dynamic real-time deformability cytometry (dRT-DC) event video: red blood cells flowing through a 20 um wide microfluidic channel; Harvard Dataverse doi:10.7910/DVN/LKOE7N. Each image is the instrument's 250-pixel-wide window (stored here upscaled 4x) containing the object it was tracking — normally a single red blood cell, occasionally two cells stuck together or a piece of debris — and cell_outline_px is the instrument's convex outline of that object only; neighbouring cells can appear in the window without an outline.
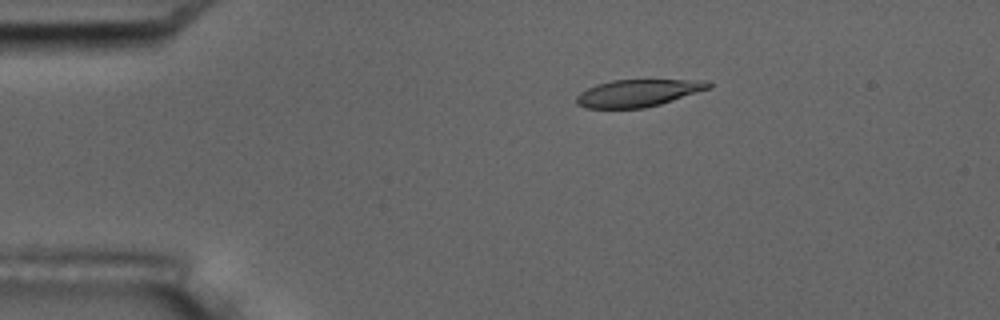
{"species": "common noctule bat (a hibernating species)", "species_latin": "Nyctalus noctula", "temperature_condition": "room temperature", "stored_images_in_passage": 5, "camera_frame_rate_fps": 3000, "um_per_image_px": 0.085, "animal": {"sex": "male", "body_mass_g": 17.5, "forearm_length_mm": 52.3}, "frame": {"image": 1, "passage_image": 3, "time_ms": 2.333, "image_size_px": [1000, 320], "cell_outline_px": [[712, 88], [660, 104], [644, 108], [584, 108], [576, 104], [576, 96], [580, 92], [596, 84], [612, 80], [704, 80], [712, 84]], "centroid_in_image_um": [54.22, 7.91], "position_along_channel_um": 30.8, "area_um2": 20.98}}